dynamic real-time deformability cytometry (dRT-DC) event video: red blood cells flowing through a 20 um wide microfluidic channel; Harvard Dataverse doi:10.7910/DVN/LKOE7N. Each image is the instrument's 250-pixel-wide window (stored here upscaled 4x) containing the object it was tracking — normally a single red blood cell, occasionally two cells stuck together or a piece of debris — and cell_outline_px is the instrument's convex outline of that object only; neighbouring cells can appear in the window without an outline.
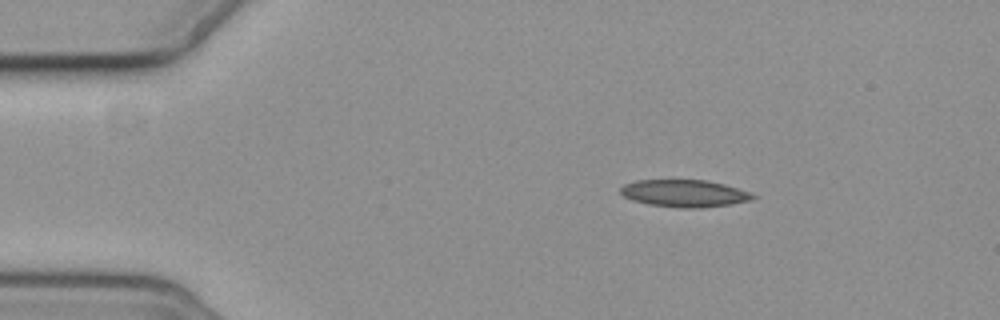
{"species": "common noctule bat (a hibernating species)", "species_latin": "Nyctalus noctula", "temperature_condition": "cold", "stored_images_in_passage": 3, "camera_frame_rate_fps": 3000, "um_per_image_px": 0.085, "animal": {"sex": "female", "body_mass_g": 19.3, "forearm_length_mm": 54.1}, "frame": {"image": 1, "passage_image": 1, "time_ms": 0.0, "image_size_px": [1000, 320], "cell_outline_px": [[756, 196], [752, 200], [732, 204], [700, 208], [680, 208], [648, 204], [632, 200], [624, 196], [620, 192], [620, 188], [624, 184], [636, 180], [704, 180], [724, 184], [748, 192]], "centroid_in_image_um": [58.15, 16.44], "position_along_channel_um": 26.8, "area_um2": 20.92}}